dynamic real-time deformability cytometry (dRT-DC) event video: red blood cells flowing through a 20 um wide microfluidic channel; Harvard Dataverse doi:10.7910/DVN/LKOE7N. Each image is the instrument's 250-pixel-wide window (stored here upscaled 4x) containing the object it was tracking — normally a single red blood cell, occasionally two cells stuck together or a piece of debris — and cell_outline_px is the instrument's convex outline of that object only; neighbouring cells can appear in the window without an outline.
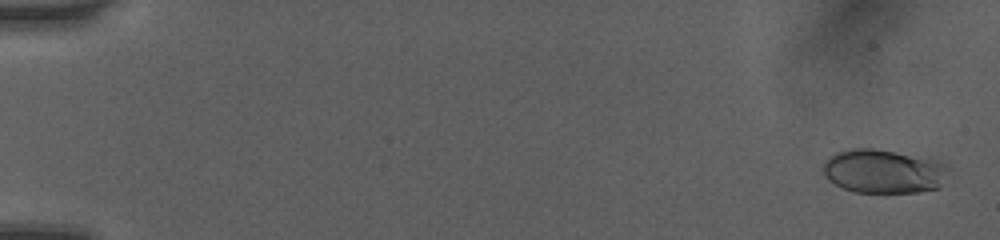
{"species": "human", "species_latin": "Homo sapiens", "temperature_condition": "room temperature", "stored_images_in_passage": 12, "camera_frame_rate_fps": 3000, "um_per_image_px": 0.085, "donor": {"sex": "female"}, "frame": {"image": 1, "passage_image": 1, "time_ms": 0.0, "image_size_px": [1000, 240], "cell_outline_px": [[948, 168], [940, 188], [920, 192], [856, 192], [844, 188], [828, 180], [824, 172], [824, 164], [836, 152], [852, 148], [872, 148], [896, 152], [940, 160], [948, 164]], "centroid_in_image_um": [75.16, 14.56], "position_along_channel_um": 9.8, "area_um2": 31.96}}
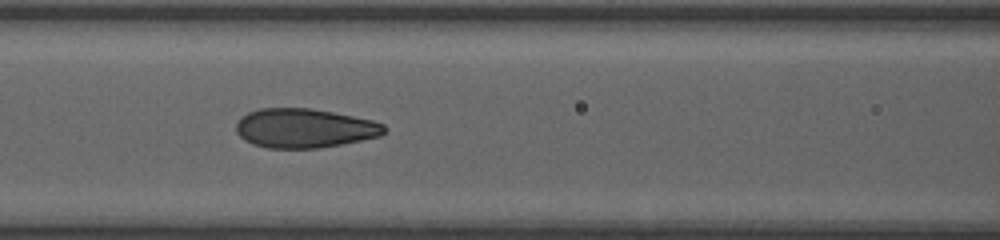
{"frame": {"image": 2, "passage_image": 9, "time_ms": 7.333, "image_size_px": [1000, 240], "cell_outline_px": [[388, 132], [380, 136], [340, 144], [316, 148], [268, 148], [252, 144], [244, 140], [236, 132], [236, 124], [240, 116], [248, 112], [260, 108], [308, 108], [332, 112], [372, 120], [384, 124], [388, 128]], "centroid_in_image_um": [25.86, 10.89], "position_along_channel_um": 140.7, "area_um2": 33.93}}
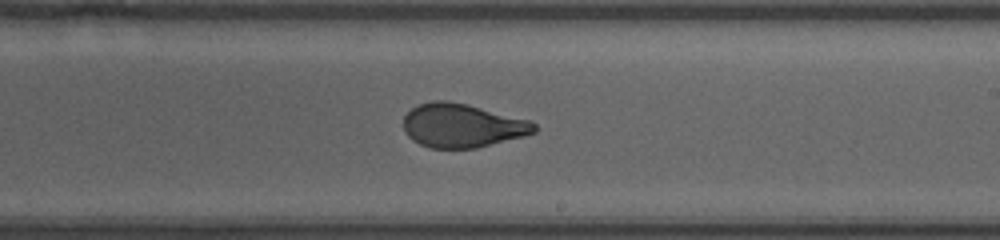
{"frame": {"image": 3, "passage_image": 12, "time_ms": 10.0, "image_size_px": [1000, 240], "cell_outline_px": [[536, 132], [524, 136], [476, 148], [432, 148], [420, 144], [412, 140], [404, 132], [404, 116], [412, 108], [420, 104], [432, 100], [448, 100], [468, 104], [528, 120], [536, 124]], "centroid_in_image_um": [39.26, 10.67], "position_along_channel_um": 249.7, "area_um2": 33.29}}